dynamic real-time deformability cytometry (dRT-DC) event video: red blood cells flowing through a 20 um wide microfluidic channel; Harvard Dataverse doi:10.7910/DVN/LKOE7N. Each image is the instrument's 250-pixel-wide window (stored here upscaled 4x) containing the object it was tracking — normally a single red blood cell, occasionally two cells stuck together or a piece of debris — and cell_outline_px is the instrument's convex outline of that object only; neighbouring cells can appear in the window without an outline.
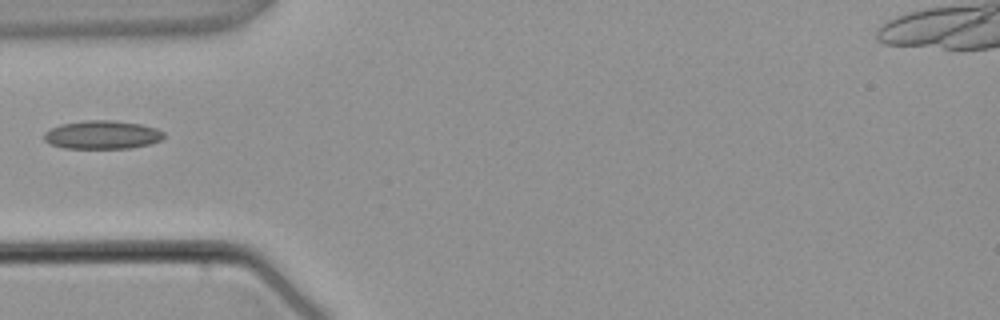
{"species": "common noctule bat (a hibernating species)", "species_latin": "Nyctalus noctula", "temperature_condition": "warm", "stored_images_in_passage": 1, "camera_frame_rate_fps": 3000, "um_per_image_px": 0.085, "animal": {"sex": "male", "body_mass_g": 21.5, "forearm_length_mm": 52.0}, "frame": {"image": 1, "passage_image": 1, "time_ms": 0.0, "image_size_px": [1000, 320], "cell_outline_px": [[164, 136], [160, 140], [152, 144], [128, 148], [64, 148], [52, 144], [44, 140], [44, 132], [60, 124], [84, 120], [112, 120], [140, 124], [156, 128], [164, 132]], "centroid_in_image_um": [8.7, 11.45], "position_along_channel_um": 76.3, "area_um2": 19.83}}